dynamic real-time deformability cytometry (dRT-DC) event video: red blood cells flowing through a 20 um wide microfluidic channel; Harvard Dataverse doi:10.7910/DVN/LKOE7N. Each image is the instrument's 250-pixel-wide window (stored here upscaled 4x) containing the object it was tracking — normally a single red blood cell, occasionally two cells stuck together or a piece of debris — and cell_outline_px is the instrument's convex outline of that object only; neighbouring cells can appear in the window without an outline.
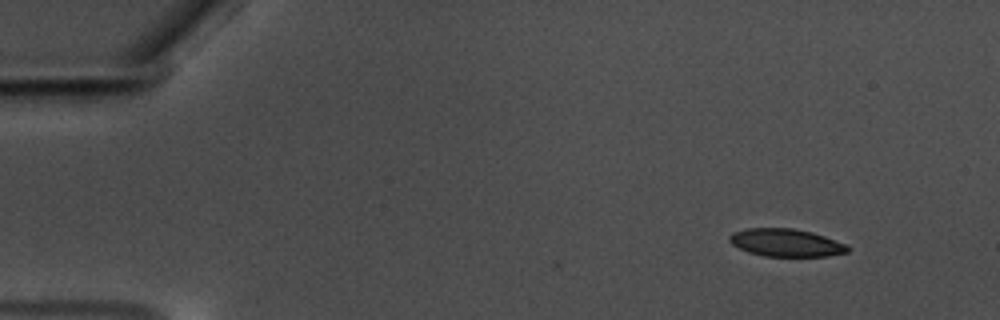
{"species": "common noctule bat (a hibernating species)", "species_latin": "Nyctalus noctula", "temperature_condition": "warm", "stored_images_in_passage": 47, "camera_frame_rate_fps": 3000, "um_per_image_px": 0.085, "animal": {"sex": "male", "body_mass_g": 17.5, "forearm_length_mm": 52.3}, "frame": {"image": 1, "passage_image": 1, "time_ms": 0.0, "image_size_px": [1000, 320], "cell_outline_px": [[852, 248], [848, 252], [828, 256], [764, 256], [748, 252], [732, 244], [728, 240], [728, 236], [732, 232], [744, 228], [792, 228], [812, 232], [824, 236], [844, 244]], "centroid_in_image_um": [66.78, 20.62], "position_along_channel_um": 18.2, "area_um2": 19.13}}
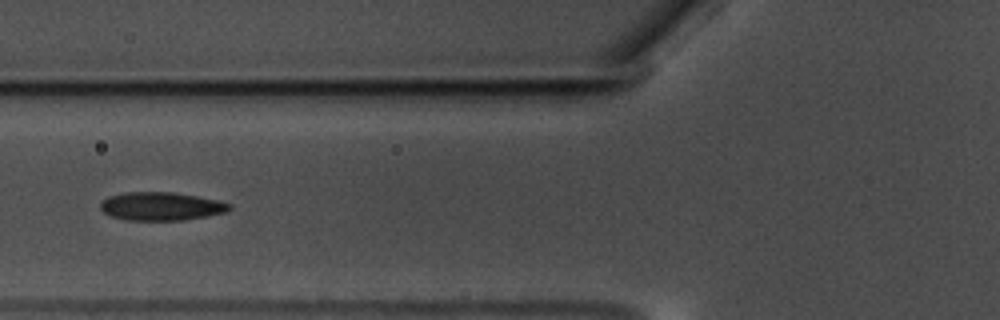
{"frame": {"image": 2, "passage_image": 18, "time_ms": 5.667, "image_size_px": [1000, 320], "cell_outline_px": [[232, 208], [228, 212], [208, 216], [184, 220], [124, 220], [112, 216], [104, 212], [100, 208], [100, 204], [108, 196], [124, 192], [172, 192], [196, 196], [216, 200], [232, 204]], "centroid_in_image_um": [13.72, 17.54], "position_along_channel_um": 112.1, "area_um2": 21.33}}
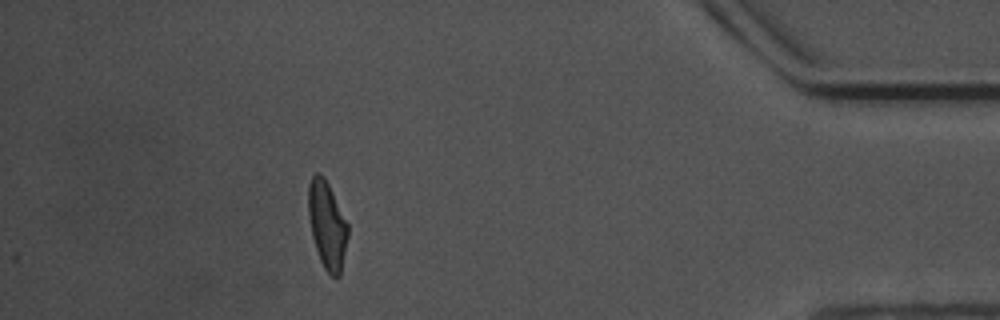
{"frame": {"image": 3, "passage_image": 47, "time_ms": 15.333, "image_size_px": [1000, 320], "cell_outline_px": [[348, 236], [340, 276], [336, 280], [324, 268], [320, 260], [312, 236], [308, 212], [308, 184], [312, 176], [316, 172], [320, 172], [324, 176], [348, 224]], "centroid_in_image_um": [27.8, 19.13], "position_along_channel_um": 407.4, "area_um2": 20.11}, "authors_computed_cell_mechanics": {"area_um2": 20.8658, "velocity_mm_per_s": 3.5559, "shape_relaxation_time_tau1_ms": 5.1364, "shape_relaxation_time_tau2_ms": 2.2024, "deformation_change_tau1": 0.1501, "deformation_change_tau2": 0.0963}}